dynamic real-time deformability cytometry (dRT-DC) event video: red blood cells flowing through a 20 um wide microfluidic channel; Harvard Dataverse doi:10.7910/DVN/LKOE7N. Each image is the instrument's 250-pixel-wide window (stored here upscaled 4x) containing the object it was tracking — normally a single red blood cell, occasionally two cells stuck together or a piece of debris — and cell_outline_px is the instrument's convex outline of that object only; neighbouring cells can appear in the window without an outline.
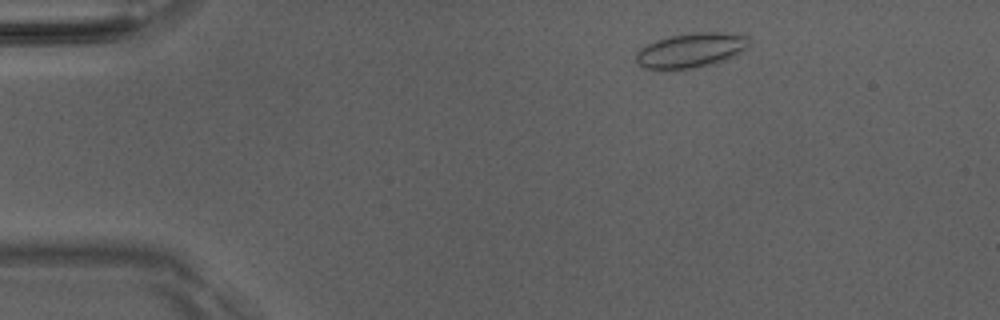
{"species": "Egyptian fruit bat (a non-hibernating species)", "species_latin": "Rousettus aegyptiacus", "temperature_condition": "room temperature", "stored_images_in_passage": 48, "camera_frame_rate_fps": 3000, "um_per_image_px": 0.085, "animal": {"sex": "male"}, "frame": {"image": 1, "passage_image": 5, "time_ms": 1.333, "image_size_px": [1000, 320], "cell_outline_px": [[752, 40], [740, 52], [728, 60], [716, 64], [692, 68], [644, 68], [636, 60], [636, 52], [640, 48], [656, 40], [672, 36], [692, 32], [720, 32], [748, 36]], "centroid_in_image_um": [58.78, 4.26], "position_along_channel_um": 26.2, "area_um2": 22.66}}
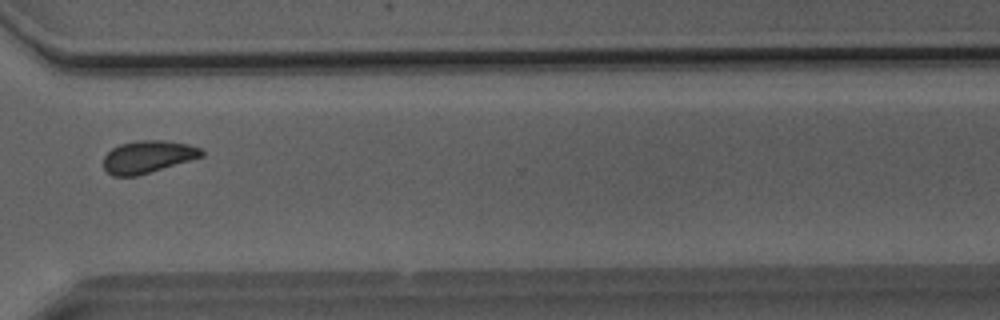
{"frame": {"image": 2, "passage_image": 35, "time_ms": 11.333, "image_size_px": [1000, 320], "cell_outline_px": [[204, 156], [136, 176], [112, 176], [104, 168], [104, 156], [112, 148], [120, 144], [140, 140], [164, 140], [188, 144], [200, 148], [204, 152]], "centroid_in_image_um": [12.56, 13.32], "position_along_channel_um": 358.0, "area_um2": 18.38}}
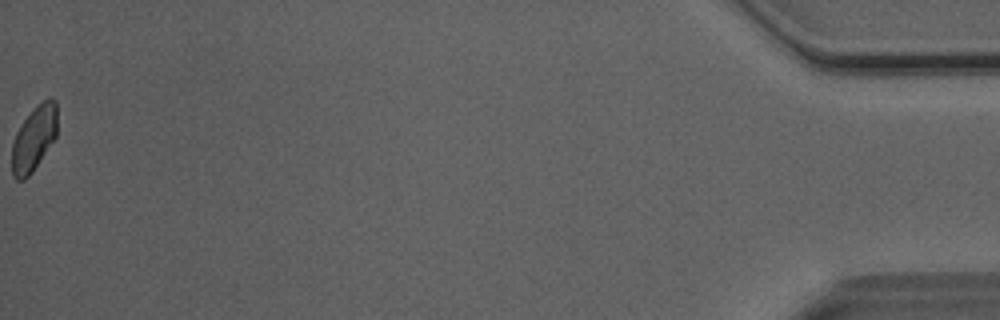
{"frame": {"image": 3, "passage_image": 48, "time_ms": 15.667, "image_size_px": [1000, 320], "cell_outline_px": [[56, 136], [32, 172], [24, 180], [16, 180], [12, 176], [12, 144], [16, 132], [32, 108], [36, 104], [48, 96], [52, 96], [56, 100]], "centroid_in_image_um": [2.88, 11.73], "position_along_channel_um": 432.3, "area_um2": 17.22}, "authors_computed_cell_mechanics": {"area_um2": 18.496, "velocity_mm_per_s": 4.0454, "shape_relaxation_time_tau1_ms": null, "shape_relaxation_time_tau2_ms": 1.9257, "deformation_change_tau1": null, "deformation_change_tau2": 0.0716}}